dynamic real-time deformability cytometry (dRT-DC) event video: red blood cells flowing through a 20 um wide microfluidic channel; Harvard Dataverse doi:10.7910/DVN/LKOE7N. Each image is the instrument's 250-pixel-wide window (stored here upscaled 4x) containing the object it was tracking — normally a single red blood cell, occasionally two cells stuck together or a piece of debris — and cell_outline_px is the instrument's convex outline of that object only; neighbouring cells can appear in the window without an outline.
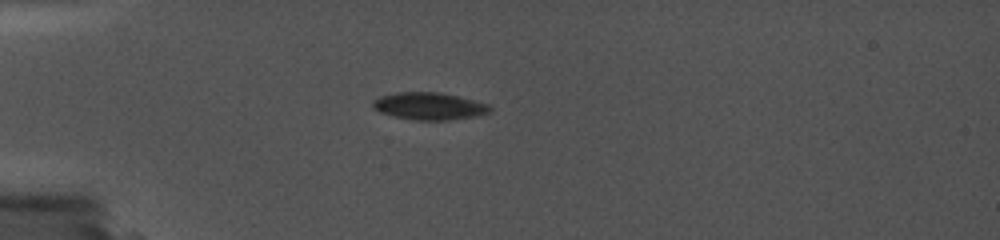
{"species": "common noctule bat (a hibernating species)", "species_latin": "Nyctalus noctula", "temperature_condition": "cold", "stored_images_in_passage": 4, "camera_frame_rate_fps": 5000, "um_per_image_px": 0.085, "animal": {"sex": "female", "body_mass_g": 19.0, "forearm_length_mm": 56.7}, "frame": {"image": 1, "passage_image": 3, "time_ms": 0.8, "image_size_px": [1000, 240], "cell_outline_px": [[488, 112], [472, 116], [448, 120], [412, 120], [380, 112], [376, 108], [376, 100], [388, 96], [448, 96], [476, 104], [488, 108]], "centroid_in_image_um": [36.42, 9.15], "position_along_channel_um": 48.6, "area_um2": 15.32}}